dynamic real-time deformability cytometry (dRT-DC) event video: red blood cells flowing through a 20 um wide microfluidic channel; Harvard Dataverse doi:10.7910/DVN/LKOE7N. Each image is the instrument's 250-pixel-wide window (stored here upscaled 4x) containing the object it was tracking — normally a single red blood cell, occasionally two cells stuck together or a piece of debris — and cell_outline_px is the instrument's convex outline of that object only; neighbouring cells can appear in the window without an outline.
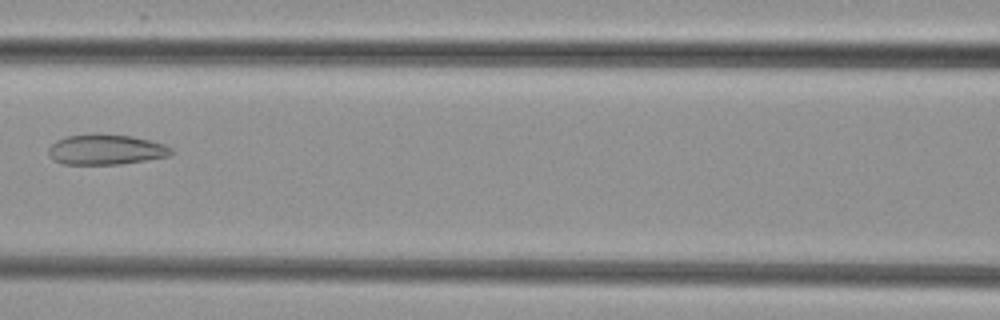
{"species": "common noctule bat (a hibernating species)", "species_latin": "Nyctalus noctula", "temperature_condition": "cold", "stored_images_in_passage": 4, "camera_frame_rate_fps": 3000, "um_per_image_px": 0.085, "animal": {"sex": "female", "body_mass_g": 29.2, "forearm_length_mm": 56.3}, "frame": {"image": 1, "passage_image": 4, "time_ms": 3.667, "image_size_px": [1000, 320], "cell_outline_px": [[172, 152], [168, 156], [120, 164], [64, 164], [52, 160], [48, 156], [48, 148], [56, 140], [68, 136], [92, 132], [96, 132], [132, 136], [164, 144], [172, 148]], "centroid_in_image_um": [8.94, 12.69], "position_along_channel_um": 157.7, "area_um2": 21.91}}